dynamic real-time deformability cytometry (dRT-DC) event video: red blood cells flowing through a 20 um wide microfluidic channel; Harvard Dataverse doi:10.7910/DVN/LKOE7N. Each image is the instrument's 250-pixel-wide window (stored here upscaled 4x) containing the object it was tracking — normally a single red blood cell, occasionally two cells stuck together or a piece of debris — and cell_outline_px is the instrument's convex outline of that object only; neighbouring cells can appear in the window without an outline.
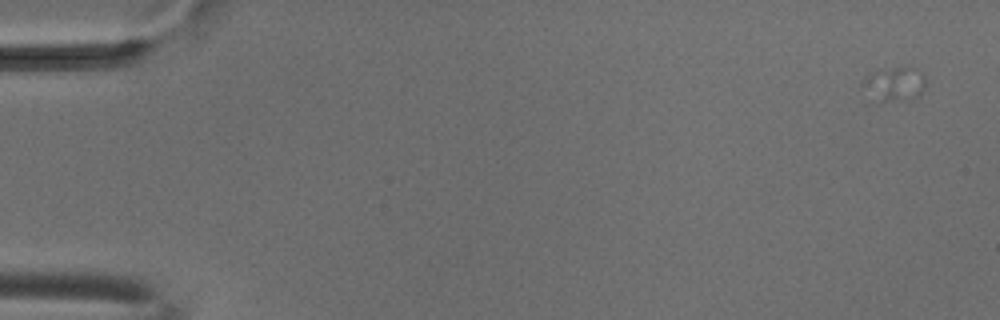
{"species": "common noctule bat (a hibernating species)", "species_latin": "Nyctalus noctula", "temperature_condition": "cold", "stored_images_in_passage": 6, "camera_frame_rate_fps": 3000, "um_per_image_px": 0.085, "animal": {"sex": "male", "body_mass_g": 18.8}, "frame": {"image": 1, "passage_image": 1, "time_ms": 0.0, "image_size_px": [1000, 320], "cell_outline_px": [[924, 88], [916, 96], [904, 100], [880, 104], [860, 84], [860, 80], [868, 72], [896, 68], [920, 68], [924, 76]], "centroid_in_image_um": [75.96, 7.15], "position_along_channel_um": 9.0, "area_um2": 12.66}}